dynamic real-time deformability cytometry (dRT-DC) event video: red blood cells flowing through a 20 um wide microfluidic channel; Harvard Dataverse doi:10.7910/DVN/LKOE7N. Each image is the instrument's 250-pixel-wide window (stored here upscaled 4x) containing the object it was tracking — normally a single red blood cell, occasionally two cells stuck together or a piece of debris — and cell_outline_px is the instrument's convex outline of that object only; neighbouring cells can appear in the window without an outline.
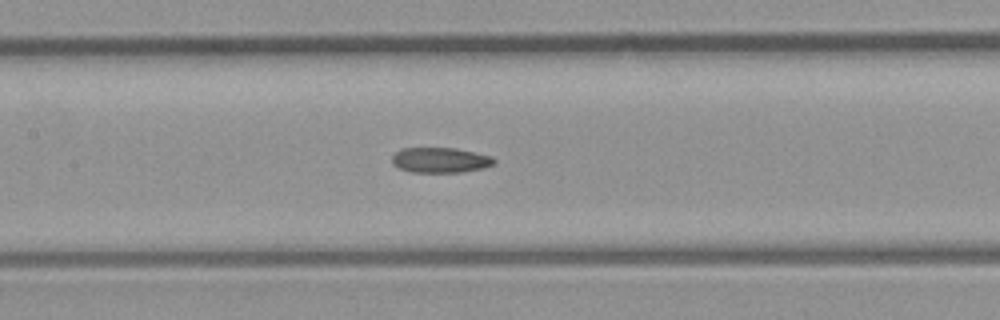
{"species": "common noctule bat (a hibernating species)", "species_latin": "Nyctalus noctula", "temperature_condition": "room temperature", "stored_images_in_passage": 5, "camera_frame_rate_fps": 3000, "um_per_image_px": 0.085, "animal": {"sex": "male", "body_mass_g": 23.1, "forearm_length_mm": 52.7}, "frame": {"image": 1, "passage_image": 5, "time_ms": 1.333, "image_size_px": [1000, 320], "cell_outline_px": [[496, 160], [492, 164], [484, 168], [460, 172], [408, 172], [392, 164], [392, 156], [396, 152], [404, 148], [456, 148], [492, 156]], "centroid_in_image_um": [37.41, 13.61], "position_along_channel_um": 170.0, "area_um2": 14.97}}